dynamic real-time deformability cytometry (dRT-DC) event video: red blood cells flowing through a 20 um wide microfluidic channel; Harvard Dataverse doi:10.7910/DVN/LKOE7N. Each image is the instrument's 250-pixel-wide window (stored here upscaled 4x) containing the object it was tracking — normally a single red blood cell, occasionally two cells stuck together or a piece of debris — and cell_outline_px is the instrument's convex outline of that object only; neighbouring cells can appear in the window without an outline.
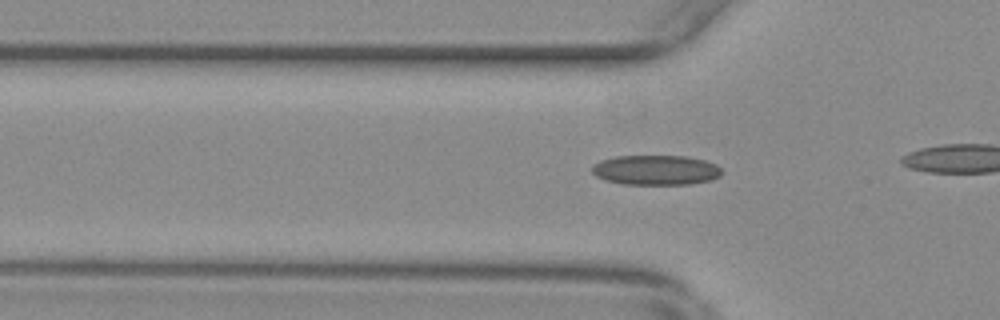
{"species": "common noctule bat (a hibernating species)", "species_latin": "Nyctalus noctula", "temperature_condition": "warm", "stored_images_in_passage": 14, "camera_frame_rate_fps": 3000, "um_per_image_px": 0.085, "animal": {"sex": "female", "body_mass_g": 29.2, "forearm_length_mm": 56.3}, "frame": {"image": 1, "passage_image": 11, "time_ms": 3.333, "image_size_px": [1000, 320], "cell_outline_px": [[720, 176], [712, 180], [688, 184], [620, 184], [596, 176], [592, 172], [592, 164], [600, 160], [616, 156], [684, 156], [704, 160], [716, 164], [720, 168]], "centroid_in_image_um": [55.73, 14.45], "position_along_channel_um": 70.1, "area_um2": 22.54}}